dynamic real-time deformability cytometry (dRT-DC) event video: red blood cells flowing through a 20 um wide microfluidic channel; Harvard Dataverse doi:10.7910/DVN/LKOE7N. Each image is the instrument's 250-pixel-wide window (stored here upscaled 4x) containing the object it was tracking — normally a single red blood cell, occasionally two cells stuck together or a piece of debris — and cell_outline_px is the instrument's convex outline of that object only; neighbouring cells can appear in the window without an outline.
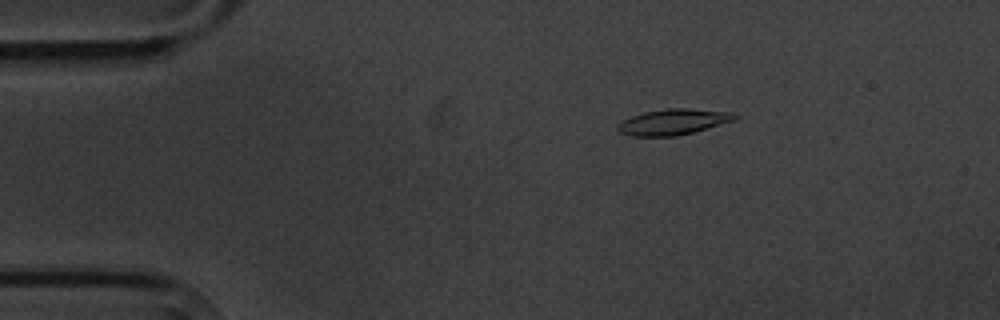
{"species": "common noctule bat (a hibernating species)", "species_latin": "Nyctalus noctula", "temperature_condition": "cold", "stored_images_in_passage": 4, "camera_frame_rate_fps": 3000, "um_per_image_px": 0.085, "animal": {"sex": "male", "body_mass_g": 20.1, "forearm_length_mm": 53.5}, "frame": {"image": 1, "passage_image": 2, "time_ms": 1.0, "image_size_px": [1000, 320], "cell_outline_px": [[740, 116], [736, 120], [692, 132], [676, 136], [632, 136], [620, 132], [616, 128], [616, 124], [632, 116], [644, 112], [668, 108], [688, 108], [732, 112]], "centroid_in_image_um": [57.24, 10.35], "position_along_channel_um": 27.8, "area_um2": 17.57}}